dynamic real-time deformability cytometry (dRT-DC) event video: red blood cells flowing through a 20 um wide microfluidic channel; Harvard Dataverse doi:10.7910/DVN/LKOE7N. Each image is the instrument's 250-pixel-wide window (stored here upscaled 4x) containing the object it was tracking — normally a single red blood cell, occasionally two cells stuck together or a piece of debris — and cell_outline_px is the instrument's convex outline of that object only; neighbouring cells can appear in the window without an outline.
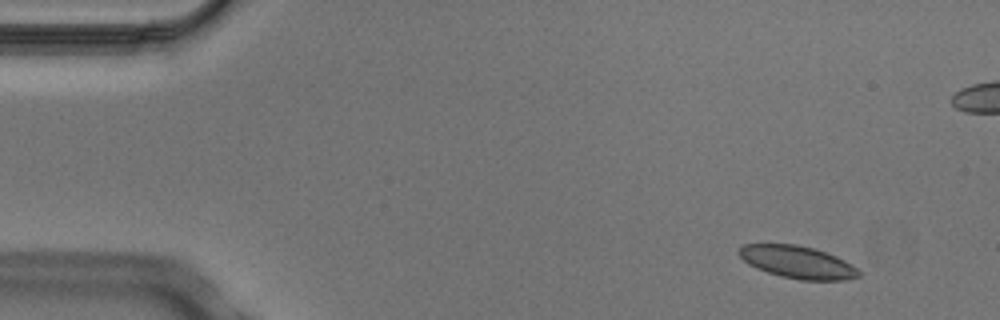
{"species": "Egyptian fruit bat (a non-hibernating species)", "species_latin": "Rousettus aegyptiacus", "temperature_condition": "cold", "stored_images_in_passage": 6, "camera_frame_rate_fps": 3000, "um_per_image_px": 0.085, "animal": {"sex": "male"}, "frame": {"image": 1, "passage_image": 1, "time_ms": 0.0, "image_size_px": [1000, 320], "cell_outline_px": [[860, 276], [844, 280], [800, 280], [780, 276], [756, 268], [748, 264], [736, 252], [744, 244], [796, 244], [812, 248], [836, 256], [852, 264], [860, 272]], "centroid_in_image_um": [67.78, 22.28], "position_along_channel_um": 17.2, "area_um2": 22.54}}